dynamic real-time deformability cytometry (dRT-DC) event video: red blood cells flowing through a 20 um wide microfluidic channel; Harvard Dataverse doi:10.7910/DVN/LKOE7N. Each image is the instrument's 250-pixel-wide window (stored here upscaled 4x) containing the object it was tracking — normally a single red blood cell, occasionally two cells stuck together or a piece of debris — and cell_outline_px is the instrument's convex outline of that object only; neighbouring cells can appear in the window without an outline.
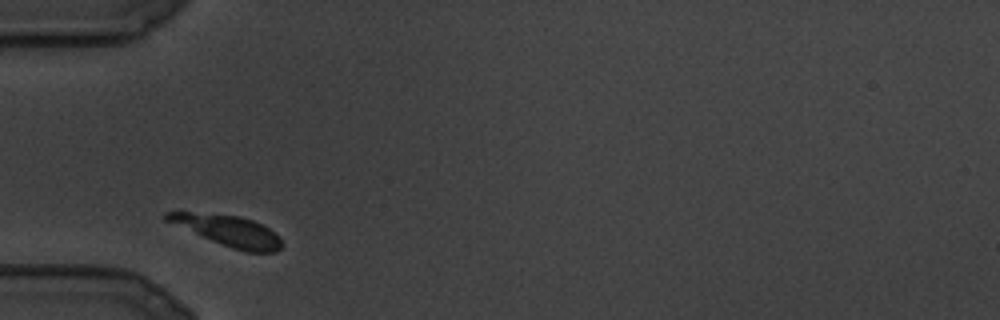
{"species": "common noctule bat (a hibernating species)", "species_latin": "Nyctalus noctula", "temperature_condition": "cold", "stored_images_in_passage": 65, "camera_frame_rate_fps": 3000, "um_per_image_px": 0.085, "animal": {"sex": "male", "body_mass_g": 19.5, "forearm_length_mm": 54.6}, "frame": {"image": 1, "passage_image": 1, "time_ms": 0.0, "image_size_px": [1000, 320], "cell_outline_px": [[284, 244], [276, 252], [244, 252], [232, 248], [212, 240], [164, 220], [164, 212], [188, 212], [240, 216], [252, 220], [268, 228]], "centroid_in_image_um": [19.39, 19.61], "position_along_channel_um": 65.6, "area_um2": 20.06}}
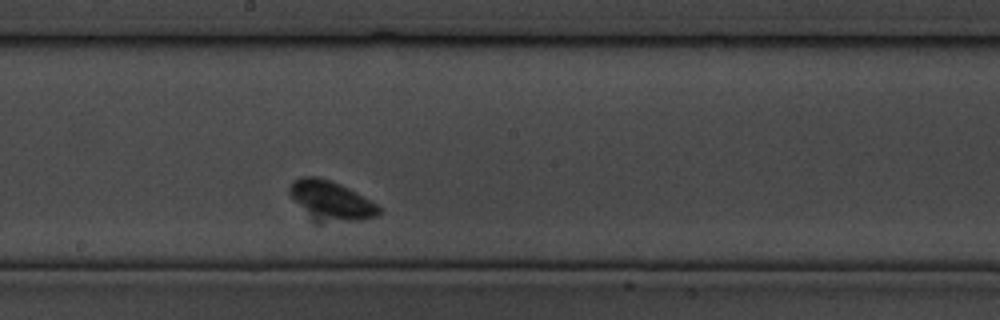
{"frame": {"image": 2, "passage_image": 28, "time_ms": 9.0, "image_size_px": [1000, 320], "cell_outline_px": [[380, 212], [376, 216], [360, 220], [320, 224], [312, 224], [308, 220], [292, 200], [288, 192], [288, 188], [292, 180], [300, 176], [316, 176], [340, 184], [356, 192], [376, 204], [380, 208]], "centroid_in_image_um": [28.01, 17.11], "position_along_channel_um": 220.2, "area_um2": 21.39}}
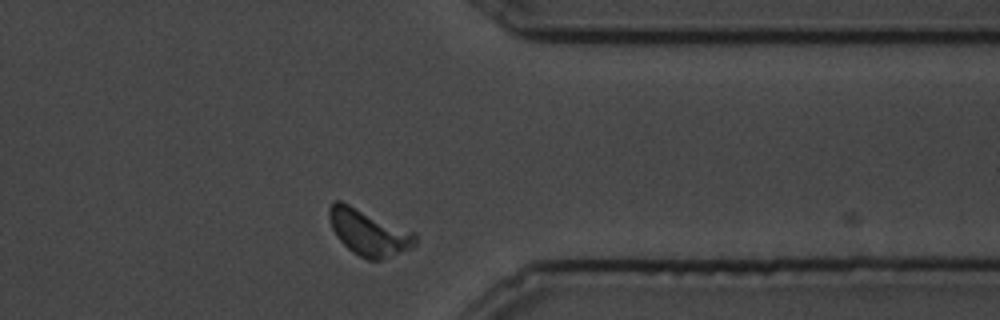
{"frame": {"image": 3, "passage_image": 56, "time_ms": 18.333, "image_size_px": [1000, 320], "cell_outline_px": [[416, 244], [408, 248], [380, 260], [368, 260], [352, 252], [336, 236], [332, 228], [328, 216], [328, 208], [332, 200], [340, 200], [416, 232]], "centroid_in_image_um": [31.3, 19.72], "position_along_channel_um": 380.1, "area_um2": 23.0}}